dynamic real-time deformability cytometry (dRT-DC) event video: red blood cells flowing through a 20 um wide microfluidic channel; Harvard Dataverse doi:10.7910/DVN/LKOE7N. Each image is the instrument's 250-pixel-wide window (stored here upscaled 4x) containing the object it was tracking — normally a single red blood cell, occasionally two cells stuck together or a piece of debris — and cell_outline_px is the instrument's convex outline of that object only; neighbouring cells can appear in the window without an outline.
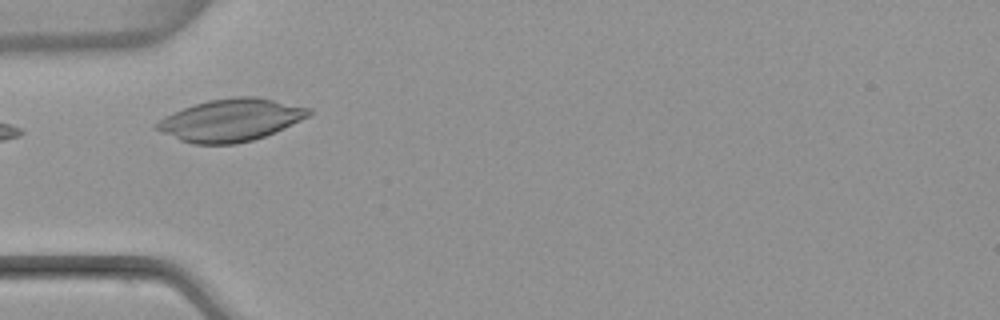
{"species": "common noctule bat (a hibernating species)", "species_latin": "Nyctalus noctula", "temperature_condition": "warm", "stored_images_in_passage": 5, "camera_frame_rate_fps": 3000, "um_per_image_px": 0.085, "animal": {"sex": "female", "body_mass_g": 22.7, "forearm_length_mm": 54.2}, "frame": {"image": 1, "passage_image": 5, "time_ms": 7.0, "image_size_px": [1000, 320], "cell_outline_px": [[312, 112], [308, 116], [300, 120], [264, 136], [252, 140], [236, 144], [192, 144], [180, 140], [160, 132], [152, 128], [152, 124], [164, 116], [184, 108], [208, 100], [236, 96], [256, 96], [312, 108]], "centroid_in_image_um": [19.56, 10.2], "position_along_channel_um": 65.4, "area_um2": 37.45}}